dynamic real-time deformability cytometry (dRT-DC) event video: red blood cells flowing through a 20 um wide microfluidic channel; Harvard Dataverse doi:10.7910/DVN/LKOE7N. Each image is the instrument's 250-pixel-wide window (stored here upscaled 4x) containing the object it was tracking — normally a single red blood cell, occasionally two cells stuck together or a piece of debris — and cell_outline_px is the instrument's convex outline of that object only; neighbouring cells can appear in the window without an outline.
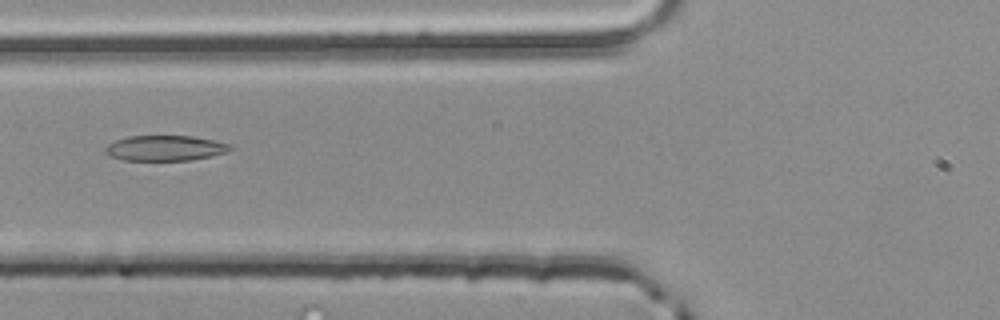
{"species": "common noctule bat (a hibernating species)", "species_latin": "Nyctalus noctula", "temperature_condition": "room temperature", "stored_images_in_passage": 2, "camera_frame_rate_fps": 3000, "um_per_image_px": 0.085, "animal": {"sex": "male", "body_mass_g": 20.4}, "frame": {"image": 1, "passage_image": 2, "time_ms": 0.333, "image_size_px": [1000, 320], "cell_outline_px": [[232, 148], [228, 152], [212, 156], [192, 160], [124, 160], [108, 156], [104, 152], [104, 148], [108, 144], [116, 140], [128, 136], [192, 136], [216, 140], [232, 144]], "centroid_in_image_um": [14.05, 12.59], "position_along_channel_um": 111.7, "area_um2": 18.67}}